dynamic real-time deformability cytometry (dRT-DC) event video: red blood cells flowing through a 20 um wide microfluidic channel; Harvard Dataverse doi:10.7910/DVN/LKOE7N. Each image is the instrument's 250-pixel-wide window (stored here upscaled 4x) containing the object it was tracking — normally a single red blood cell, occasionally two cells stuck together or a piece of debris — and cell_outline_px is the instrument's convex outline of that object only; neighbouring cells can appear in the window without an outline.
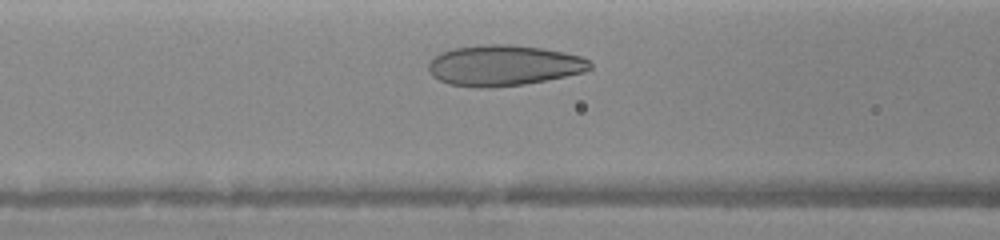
{"species": "human", "species_latin": "Homo sapiens", "temperature_condition": "warm", "stored_images_in_passage": 26, "camera_frame_rate_fps": 3000, "um_per_image_px": 0.085, "donor": {"sex": "female"}, "frame": {"image": 1, "passage_image": 8, "time_ms": 2.0, "image_size_px": [1000, 240], "cell_outline_px": [[592, 68], [584, 72], [524, 84], [488, 88], [480, 88], [448, 84], [432, 76], [428, 68], [428, 64], [436, 56], [452, 48], [484, 44], [512, 44], [544, 48], [580, 56], [588, 60], [592, 64]], "centroid_in_image_um": [42.81, 5.56], "position_along_channel_um": 123.8, "area_um2": 38.21}}
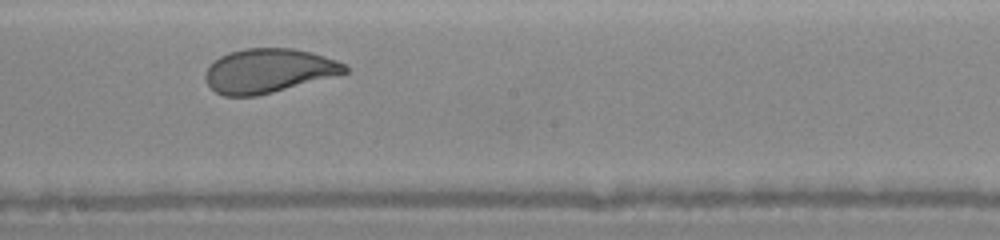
{"frame": {"image": 2, "passage_image": 14, "time_ms": 4.333, "image_size_px": [1000, 240], "cell_outline_px": [[348, 72], [336, 76], [256, 96], [224, 96], [216, 92], [208, 84], [204, 76], [204, 72], [220, 56], [228, 52], [244, 48], [296, 48], [312, 52], [348, 64]], "centroid_in_image_um": [22.85, 6.0], "position_along_channel_um": 225.3, "area_um2": 35.95}}
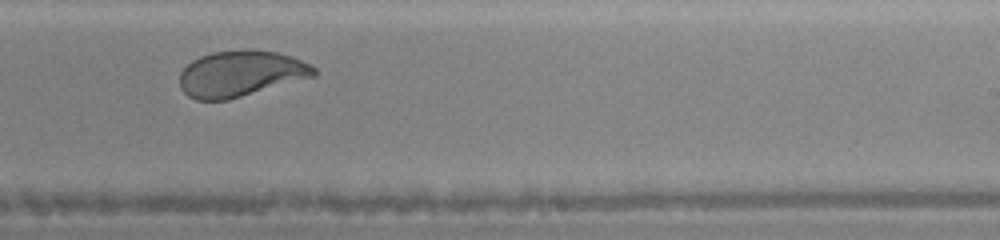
{"frame": {"image": 3, "passage_image": 17, "time_ms": 5.333, "image_size_px": [1000, 240], "cell_outline_px": [[316, 76], [228, 100], [196, 100], [188, 96], [180, 88], [180, 72], [192, 60], [200, 56], [212, 52], [244, 48], [276, 52], [292, 56], [316, 68]], "centroid_in_image_um": [20.45, 6.25], "position_along_channel_um": 268.6, "area_um2": 36.18}}